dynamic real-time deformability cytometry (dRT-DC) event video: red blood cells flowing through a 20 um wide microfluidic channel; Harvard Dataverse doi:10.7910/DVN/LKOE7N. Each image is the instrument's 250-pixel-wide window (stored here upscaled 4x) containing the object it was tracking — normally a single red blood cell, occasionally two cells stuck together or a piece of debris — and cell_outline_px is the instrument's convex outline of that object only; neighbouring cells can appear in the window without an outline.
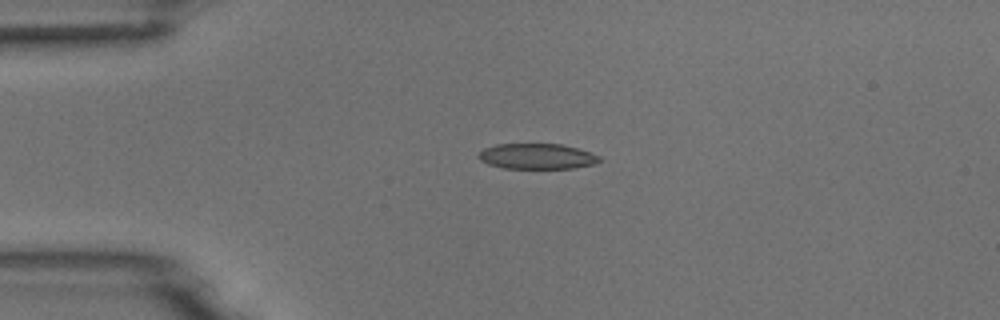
{"species": "common noctule bat (a hibernating species)", "species_latin": "Nyctalus noctula", "temperature_condition": "room temperature", "stored_images_in_passage": 10, "camera_frame_rate_fps": 3000, "um_per_image_px": 0.085, "animal": {"sex": "male", "body_mass_g": 18.8}, "frame": {"image": 1, "passage_image": 4, "time_ms": 3.333, "image_size_px": [1000, 320], "cell_outline_px": [[600, 160], [592, 164], [572, 168], [504, 168], [488, 164], [480, 160], [476, 156], [484, 148], [496, 144], [560, 144], [576, 148], [600, 156]], "centroid_in_image_um": [45.58, 13.28], "position_along_channel_um": 39.4, "area_um2": 17.74}}
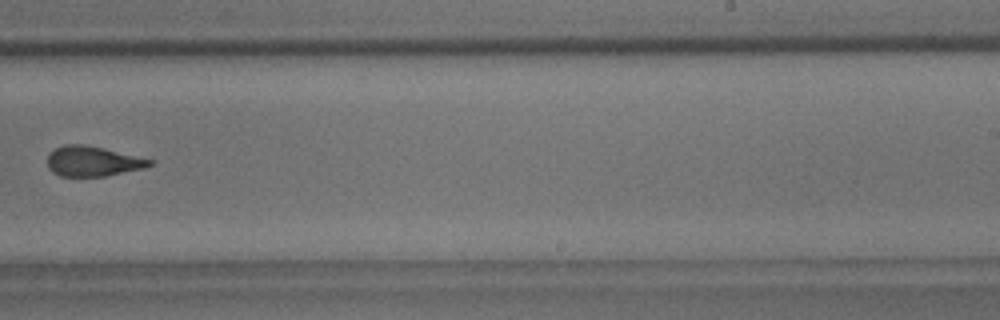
{"frame": {"image": 2, "passage_image": 10, "time_ms": 10.333, "image_size_px": [1000, 320], "cell_outline_px": [[152, 164], [144, 168], [104, 176], [60, 176], [52, 172], [48, 168], [48, 152], [64, 144], [84, 144], [152, 160]], "centroid_in_image_um": [7.81, 13.71], "position_along_channel_um": 281.2, "area_um2": 17.63}}